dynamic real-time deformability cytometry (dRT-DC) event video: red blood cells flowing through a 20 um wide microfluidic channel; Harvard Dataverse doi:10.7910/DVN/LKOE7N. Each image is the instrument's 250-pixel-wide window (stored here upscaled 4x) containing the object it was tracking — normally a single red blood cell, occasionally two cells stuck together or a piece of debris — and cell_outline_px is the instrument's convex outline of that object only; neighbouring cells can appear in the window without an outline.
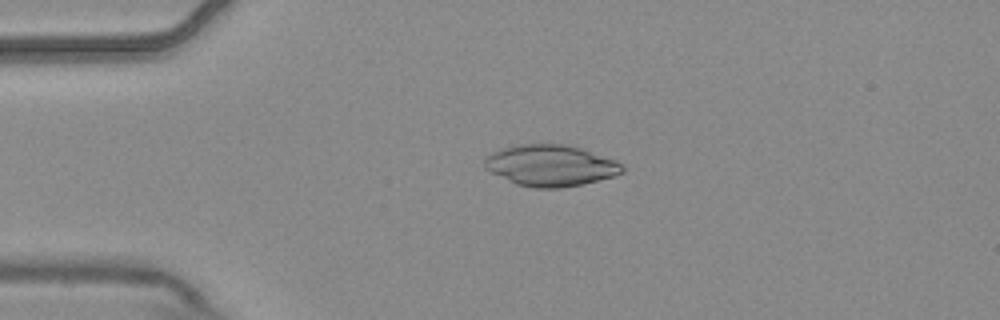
{"species": "common noctule bat (a hibernating species)", "species_latin": "Nyctalus noctula", "temperature_condition": "warm", "stored_images_in_passage": 5, "camera_frame_rate_fps": 3000, "um_per_image_px": 0.085, "animal": {"sex": "male", "body_mass_g": 20.4}, "frame": {"image": 1, "passage_image": 5, "time_ms": 1.333, "image_size_px": [1000, 320], "cell_outline_px": [[624, 172], [612, 176], [580, 184], [560, 188], [536, 188], [516, 184], [484, 168], [484, 160], [492, 152], [500, 148], [520, 144], [564, 144], [580, 148], [616, 160], [624, 164]], "centroid_in_image_um": [46.79, 14.06], "position_along_channel_um": 38.2, "area_um2": 32.89}}